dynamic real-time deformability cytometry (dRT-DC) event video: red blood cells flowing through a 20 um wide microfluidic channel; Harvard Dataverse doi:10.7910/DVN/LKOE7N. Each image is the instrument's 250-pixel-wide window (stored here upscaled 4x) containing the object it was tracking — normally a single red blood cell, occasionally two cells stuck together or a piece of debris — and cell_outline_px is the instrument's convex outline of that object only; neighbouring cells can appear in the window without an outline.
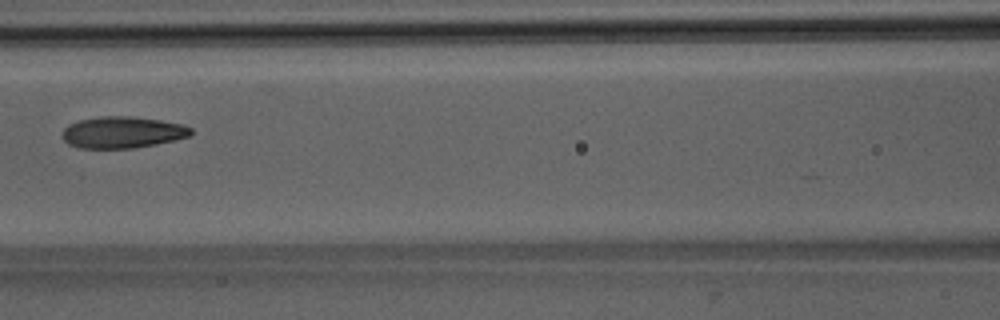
{"species": "Egyptian fruit bat (a non-hibernating species)", "species_latin": "Rousettus aegyptiacus", "temperature_condition": "room temperature", "stored_images_in_passage": 7, "camera_frame_rate_fps": 3000, "um_per_image_px": 0.085, "animal": {"sex": "male"}, "frame": {"image": 1, "passage_image": 7, "time_ms": 7.667, "image_size_px": [1000, 320], "cell_outline_px": [[192, 132], [188, 136], [176, 140], [156, 144], [132, 148], [80, 148], [68, 144], [64, 140], [64, 128], [68, 124], [80, 120], [100, 116], [128, 116], [160, 120], [180, 124], [192, 128]], "centroid_in_image_um": [10.4, 11.25], "position_along_channel_um": 156.2, "area_um2": 23.47}}